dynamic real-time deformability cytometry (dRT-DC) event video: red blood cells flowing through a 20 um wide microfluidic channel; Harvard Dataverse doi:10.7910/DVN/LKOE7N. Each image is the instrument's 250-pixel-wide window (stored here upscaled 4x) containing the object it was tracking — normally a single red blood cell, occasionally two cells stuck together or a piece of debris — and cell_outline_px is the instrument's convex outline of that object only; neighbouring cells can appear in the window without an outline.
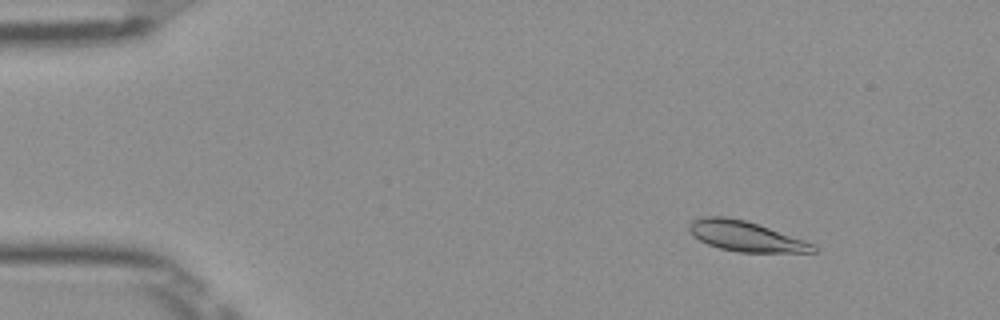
{"species": "Egyptian fruit bat (a non-hibernating species)", "species_latin": "Rousettus aegyptiacus", "temperature_condition": "room temperature", "stored_images_in_passage": 47, "camera_frame_rate_fps": 3000, "um_per_image_px": 0.085, "frame": {"image": 1, "passage_image": 2, "time_ms": 0.333, "image_size_px": [1000, 320], "cell_outline_px": [[816, 252], [740, 252], [720, 248], [708, 244], [692, 236], [688, 228], [688, 224], [692, 220], [700, 216], [724, 216], [744, 220], [816, 244]], "centroid_in_image_um": [63.33, 20.07], "position_along_channel_um": 21.7, "area_um2": 21.62}}
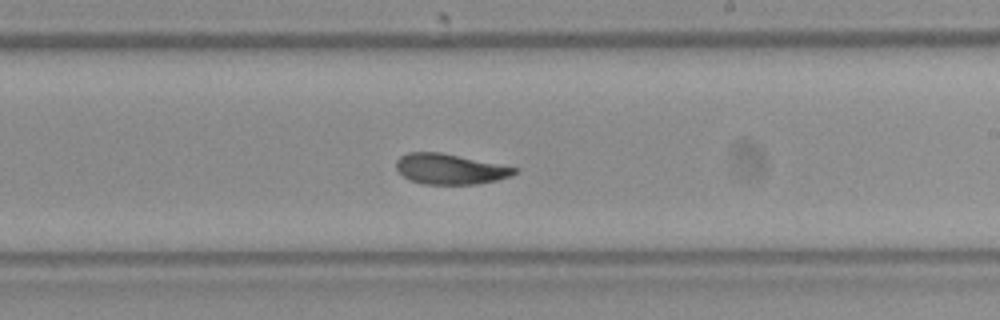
{"frame": {"image": 2, "passage_image": 26, "time_ms": 8.333, "image_size_px": [1000, 320], "cell_outline_px": [[520, 168], [512, 176], [496, 180], [476, 184], [424, 184], [408, 180], [396, 168], [396, 160], [400, 156], [408, 152], [440, 152]], "centroid_in_image_um": [38.25, 14.36], "position_along_channel_um": 250.8, "area_um2": 20.98}}
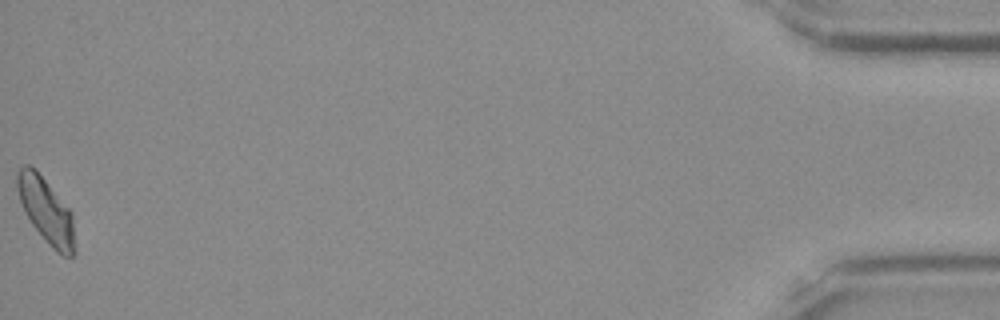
{"frame": {"image": 3, "passage_image": 47, "time_ms": 15.333, "image_size_px": [1000, 320], "cell_outline_px": [[76, 252], [72, 256], [64, 256], [56, 252], [52, 248], [32, 224], [24, 212], [16, 188], [16, 172], [24, 164], [28, 164], [36, 168], [72, 212]], "centroid_in_image_um": [3.92, 17.88], "position_along_channel_um": 431.3, "area_um2": 22.14}, "authors_computed_cell_mechanics": {"area_um2": 21.7328, "velocity_mm_per_s": 3.9599, "shape_relaxation_time_tau1_ms": 4.365, "shape_relaxation_time_tau2_ms": 2.2676, "deformation_change_tau1": 0.1538, "deformation_change_tau2": 0.059}}